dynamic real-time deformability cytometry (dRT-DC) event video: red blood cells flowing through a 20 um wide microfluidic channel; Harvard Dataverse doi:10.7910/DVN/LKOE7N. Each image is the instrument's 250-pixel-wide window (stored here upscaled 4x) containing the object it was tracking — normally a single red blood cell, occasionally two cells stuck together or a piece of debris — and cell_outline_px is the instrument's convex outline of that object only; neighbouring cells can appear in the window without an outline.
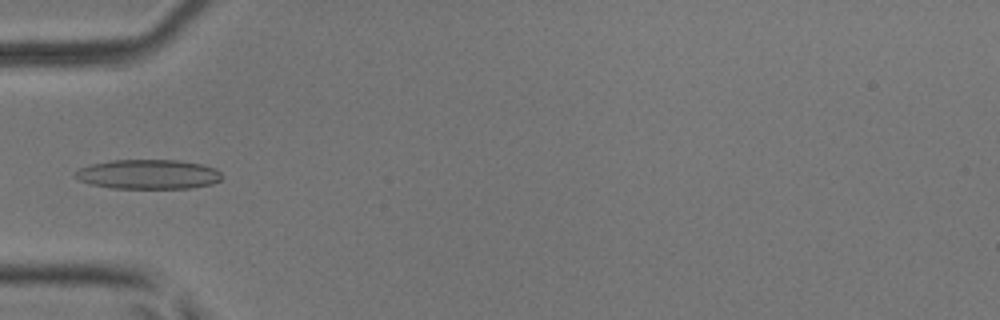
{"species": "common noctule bat (a hibernating species)", "species_latin": "Nyctalus noctula", "temperature_condition": "room temperature", "stored_images_in_passage": 3, "camera_frame_rate_fps": 3000, "um_per_image_px": 0.085, "animal": {"sex": "male", "body_mass_g": 17.9, "forearm_length_mm": 54.2}, "frame": {"image": 1, "passage_image": 3, "time_ms": 0.667, "image_size_px": [1000, 320], "cell_outline_px": [[224, 176], [220, 180], [212, 184], [192, 188], [112, 188], [92, 184], [80, 180], [72, 176], [72, 172], [80, 168], [92, 164], [112, 160], [176, 160], [200, 164], [216, 168]], "centroid_in_image_um": [12.61, 14.81], "position_along_channel_um": 72.4, "area_um2": 25.32}}